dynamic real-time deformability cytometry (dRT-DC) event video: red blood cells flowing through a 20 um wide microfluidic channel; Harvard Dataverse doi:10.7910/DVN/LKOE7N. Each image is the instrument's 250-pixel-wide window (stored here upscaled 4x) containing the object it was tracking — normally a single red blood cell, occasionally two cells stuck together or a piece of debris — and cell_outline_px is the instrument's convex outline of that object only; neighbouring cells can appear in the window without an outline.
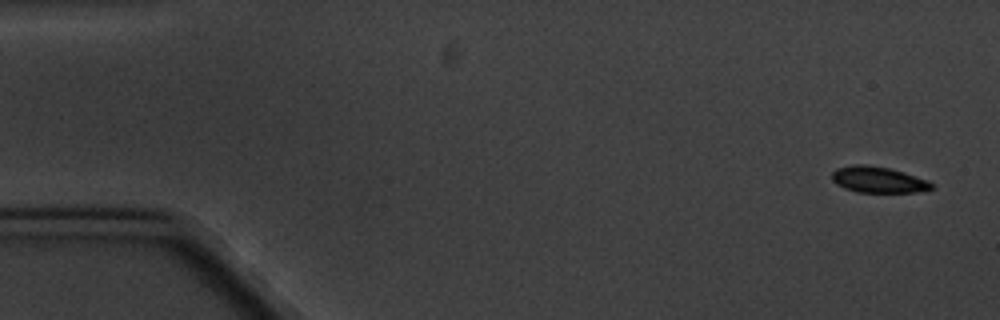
{"species": "common noctule bat (a hibernating species)", "species_latin": "Nyctalus noctula", "temperature_condition": "cold", "stored_images_in_passage": 9, "camera_frame_rate_fps": 3000, "um_per_image_px": 0.085, "animal": {"sex": "male", "body_mass_g": 20.1, "forearm_length_mm": 53.5}, "frame": {"image": 1, "passage_image": 1, "time_ms": 0.0, "image_size_px": [1000, 320], "cell_outline_px": [[932, 188], [916, 192], [856, 192], [844, 188], [836, 184], [832, 180], [832, 172], [836, 168], [852, 164], [864, 164], [888, 168], [904, 172], [928, 180], [932, 184]], "centroid_in_image_um": [74.6, 15.26], "position_along_channel_um": 10.4, "area_um2": 15.14}}